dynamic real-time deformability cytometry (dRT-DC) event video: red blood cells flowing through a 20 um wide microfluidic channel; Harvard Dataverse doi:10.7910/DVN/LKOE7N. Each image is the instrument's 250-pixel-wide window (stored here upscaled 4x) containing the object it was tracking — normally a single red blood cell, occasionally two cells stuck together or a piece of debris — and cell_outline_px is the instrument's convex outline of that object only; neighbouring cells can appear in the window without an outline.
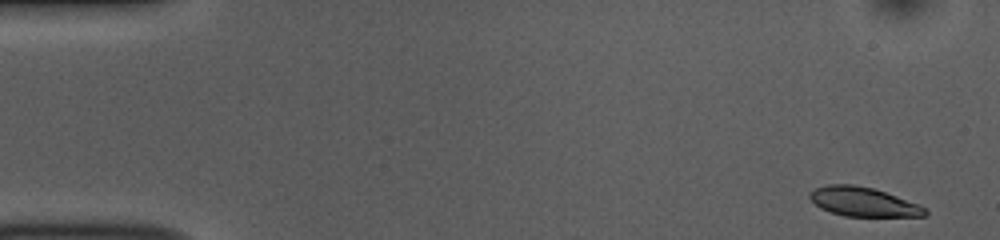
{"species": "common noctule bat (a hibernating species)", "species_latin": "Nyctalus noctula", "temperature_condition": "room temperature", "stored_images_in_passage": 51, "camera_frame_rate_fps": 3000, "um_per_image_px": 0.085, "animal": {"sex": "female", "body_mass_g": 10.0, "forearm_length_mm": 53.1}, "frame": {"image": 1, "passage_image": 1, "time_ms": 0.0, "image_size_px": [1000, 240], "cell_outline_px": [[928, 212], [924, 216], [844, 216], [820, 208], [808, 196], [808, 192], [816, 188], [828, 184], [852, 184], [872, 188], [920, 204], [928, 208]], "centroid_in_image_um": [73.39, 17.15], "position_along_channel_um": 11.6, "area_um2": 19.54}}
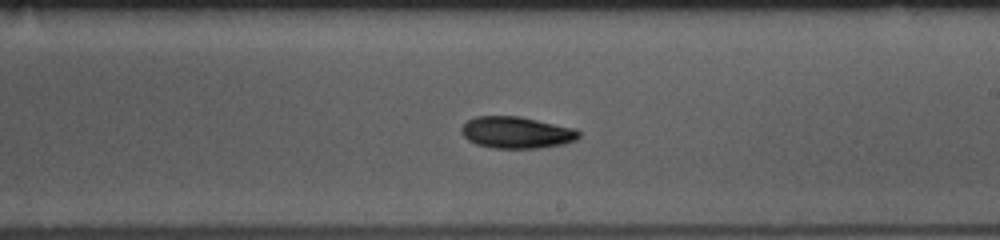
{"frame": {"image": 2, "passage_image": 29, "time_ms": 9.333, "image_size_px": [1000, 240], "cell_outline_px": [[580, 136], [576, 140], [564, 144], [540, 148], [492, 148], [476, 144], [468, 140], [460, 132], [460, 128], [468, 120], [476, 116], [520, 116], [576, 128], [580, 132]], "centroid_in_image_um": [43.92, 11.26], "position_along_channel_um": 245.1, "area_um2": 21.91}}
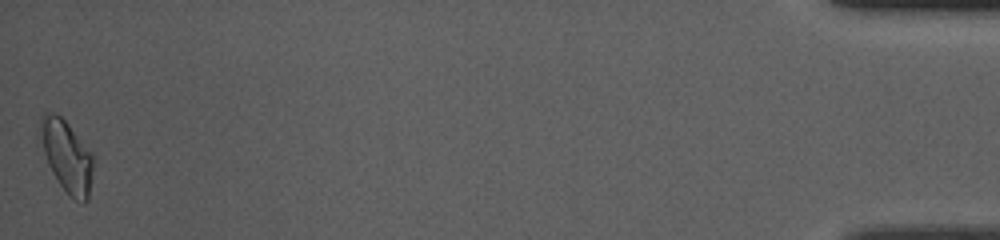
{"frame": {"image": 3, "passage_image": 51, "time_ms": 16.667, "image_size_px": [1000, 240], "cell_outline_px": [[92, 172], [88, 200], [84, 204], [76, 200], [60, 184], [52, 172], [36, 140], [36, 132], [40, 116], [44, 112], [56, 112], [68, 124], [92, 152]], "centroid_in_image_um": [5.58, 13.18], "position_along_channel_um": 429.6, "area_um2": 22.66}, "authors_computed_cell_mechanics": {"area_um2": 21.0392, "velocity_mm_per_s": 3.7825, "shape_relaxation_time_tau1_ms": 3.8013, "shape_relaxation_time_tau2_ms": null, "deformation_change_tau1": 0.1119, "deformation_change_tau2": null}}